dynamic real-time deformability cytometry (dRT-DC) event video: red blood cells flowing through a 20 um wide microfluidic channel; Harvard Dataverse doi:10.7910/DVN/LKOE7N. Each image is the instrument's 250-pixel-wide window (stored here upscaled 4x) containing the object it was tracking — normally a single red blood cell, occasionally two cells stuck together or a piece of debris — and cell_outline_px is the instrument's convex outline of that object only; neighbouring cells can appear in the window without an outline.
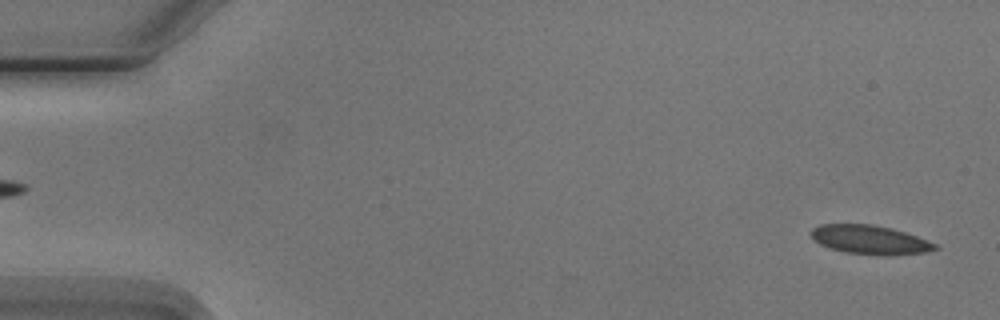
{"species": "Egyptian fruit bat (a non-hibernating species)", "species_latin": "Rousettus aegyptiacus", "temperature_condition": "cold", "stored_images_in_passage": 4, "camera_frame_rate_fps": 3000, "um_per_image_px": 0.085, "animal": {"sex": "male"}, "frame": {"image": 1, "passage_image": 4, "time_ms": 4.333, "image_size_px": [1000, 320], "cell_outline_px": [[940, 248], [924, 252], [892, 256], [880, 256], [848, 252], [832, 248], [820, 244], [812, 236], [812, 228], [820, 224], [872, 224], [892, 228], [916, 236], [936, 244]], "centroid_in_image_um": [73.98, 20.38], "position_along_channel_um": 11.0, "area_um2": 20.75}}